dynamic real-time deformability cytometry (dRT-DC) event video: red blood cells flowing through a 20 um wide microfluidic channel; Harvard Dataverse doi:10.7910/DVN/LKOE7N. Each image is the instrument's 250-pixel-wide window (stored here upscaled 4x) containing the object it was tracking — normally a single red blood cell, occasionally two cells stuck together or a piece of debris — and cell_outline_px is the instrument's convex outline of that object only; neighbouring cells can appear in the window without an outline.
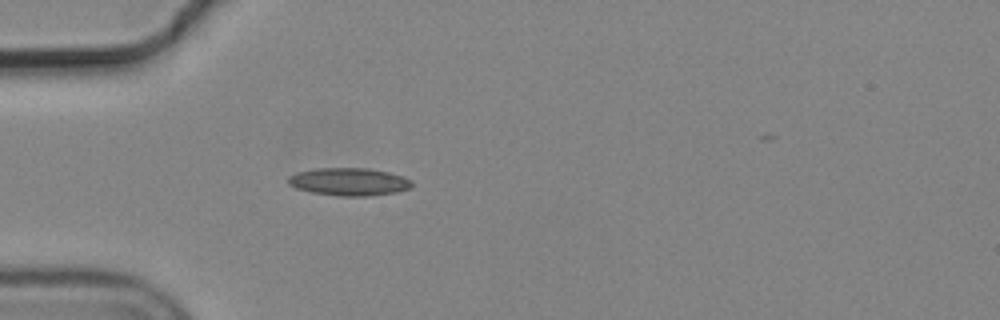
{"species": "common noctule bat (a hibernating species)", "species_latin": "Nyctalus noctula", "temperature_condition": "cold", "stored_images_in_passage": 39, "camera_frame_rate_fps": 3000, "um_per_image_px": 0.085, "animal": {"sex": "male", "body_mass_g": 19.2, "forearm_length_mm": 51.8}, "frame": {"image": 1, "passage_image": 1, "time_ms": 0.0, "image_size_px": [1000, 320], "cell_outline_px": [[412, 184], [408, 188], [396, 192], [364, 196], [340, 196], [312, 192], [296, 188], [288, 184], [288, 176], [296, 172], [316, 168], [368, 168], [388, 172], [404, 176], [412, 180]], "centroid_in_image_um": [29.65, 15.44], "position_along_channel_um": 55.4, "area_um2": 19.94}}
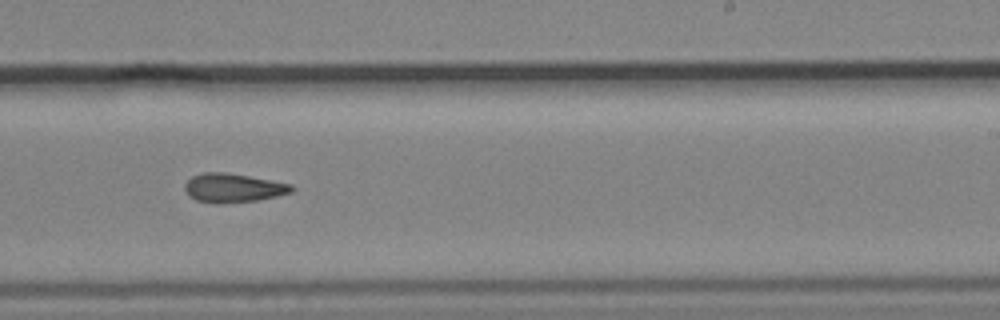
{"frame": {"image": 2, "passage_image": 19, "time_ms": 6.0, "image_size_px": [1000, 320], "cell_outline_px": [[296, 188], [292, 192], [276, 196], [256, 200], [220, 204], [216, 204], [196, 200], [188, 196], [184, 188], [184, 184], [192, 176], [200, 172], [224, 172], [248, 176], [292, 184]], "centroid_in_image_um": [19.79, 15.97], "position_along_channel_um": 269.2, "area_um2": 18.09}}
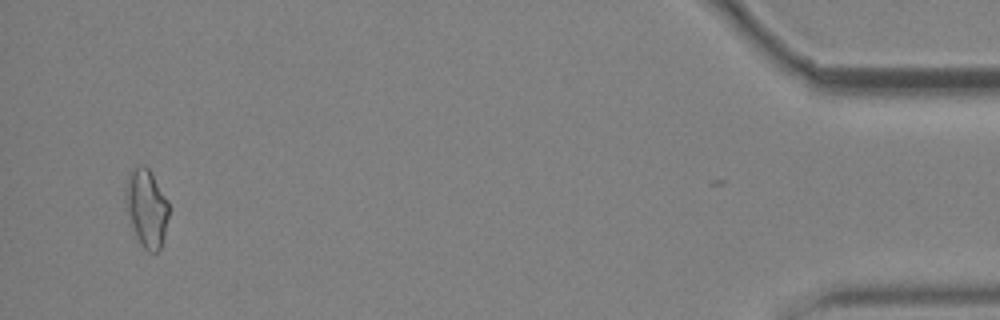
{"frame": {"image": 3, "passage_image": 38, "time_ms": 12.333, "image_size_px": [1000, 320], "cell_outline_px": [[168, 216], [164, 236], [160, 248], [156, 252], [148, 252], [140, 244], [136, 236], [128, 216], [124, 196], [124, 188], [128, 172], [132, 168], [140, 164], [144, 164], [148, 168], [168, 200]], "centroid_in_image_um": [12.42, 17.64], "position_along_channel_um": 422.8, "area_um2": 19.77}}